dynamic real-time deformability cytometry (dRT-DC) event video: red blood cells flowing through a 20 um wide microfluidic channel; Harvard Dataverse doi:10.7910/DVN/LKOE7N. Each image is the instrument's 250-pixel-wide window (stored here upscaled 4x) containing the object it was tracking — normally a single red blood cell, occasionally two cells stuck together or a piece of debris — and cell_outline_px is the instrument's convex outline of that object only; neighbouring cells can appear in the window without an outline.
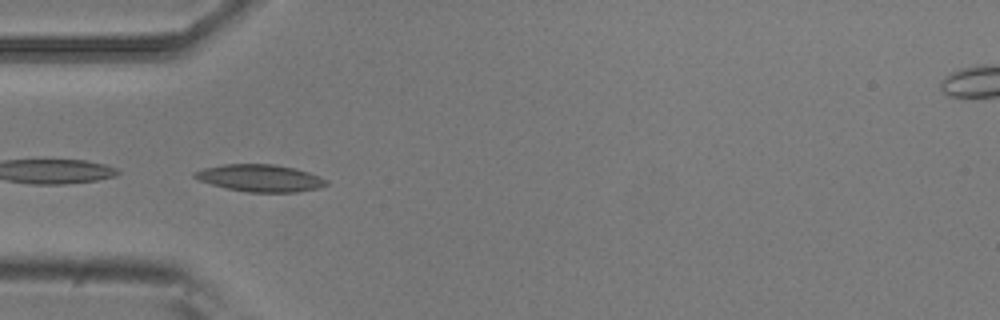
{"species": "common noctule bat (a hibernating species)", "species_latin": "Nyctalus noctula", "temperature_condition": "room temperature", "stored_images_in_passage": 7, "camera_frame_rate_fps": 3000, "um_per_image_px": 0.085, "animal": {"sex": "male", "body_mass_g": 20.5, "forearm_length_mm": 52.5}, "frame": {"image": 1, "passage_image": 5, "time_ms": 1.333, "image_size_px": [1000, 320], "cell_outline_px": [[328, 184], [316, 188], [296, 192], [248, 192], [228, 188], [196, 180], [192, 176], [192, 172], [204, 168], [224, 164], [272, 164], [296, 168], [320, 176], [328, 180]], "centroid_in_image_um": [22.09, 15.13], "position_along_channel_um": 62.9, "area_um2": 20.81}}
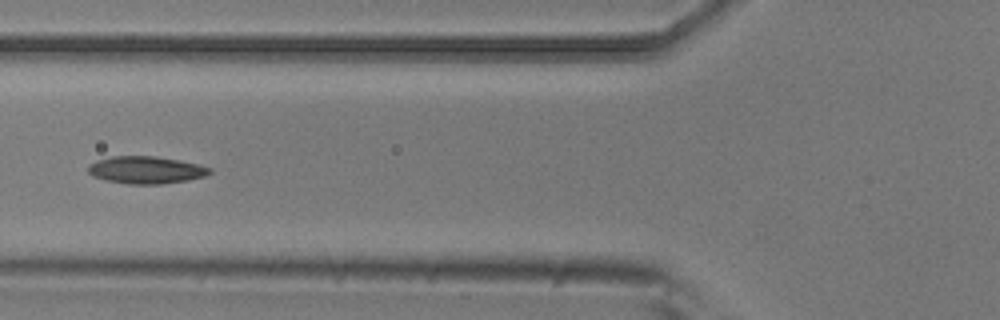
{"frame": {"image": 2, "passage_image": 6, "time_ms": 1.667, "image_size_px": [1000, 320], "cell_outline_px": [[212, 172], [204, 176], [188, 180], [160, 184], [128, 184], [108, 180], [92, 176], [88, 172], [88, 164], [96, 160], [112, 156], [156, 156], [180, 160], [200, 164], [212, 168]], "centroid_in_image_um": [12.42, 14.44], "position_along_channel_um": 113.4, "area_um2": 19.48}}
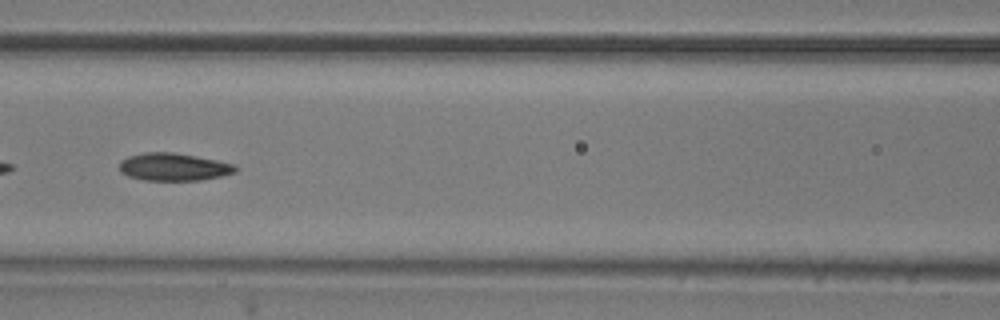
{"frame": {"image": 3, "passage_image": 7, "time_ms": 2.0, "image_size_px": [1000, 320], "cell_outline_px": [[236, 172], [220, 176], [200, 180], [144, 180], [128, 176], [120, 172], [120, 160], [128, 156], [144, 152], [172, 152], [196, 156], [236, 164]], "centroid_in_image_um": [14.74, 14.18], "position_along_channel_um": 151.9, "area_um2": 18.67}}